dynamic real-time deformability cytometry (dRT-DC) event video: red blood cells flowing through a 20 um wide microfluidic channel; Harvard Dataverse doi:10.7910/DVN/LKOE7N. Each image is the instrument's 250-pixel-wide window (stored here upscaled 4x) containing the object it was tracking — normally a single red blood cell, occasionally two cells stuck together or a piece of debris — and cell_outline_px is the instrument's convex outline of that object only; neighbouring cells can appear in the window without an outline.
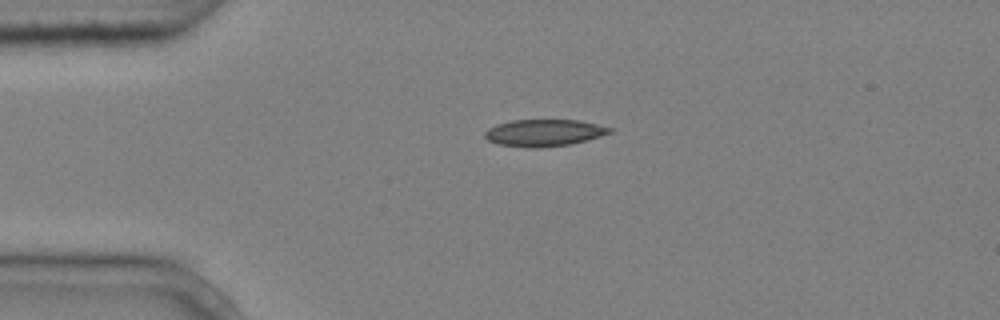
{"species": "common noctule bat (a hibernating species)", "species_latin": "Nyctalus noctula", "temperature_condition": "cold", "stored_images_in_passage": 3, "camera_frame_rate_fps": 3000, "um_per_image_px": 0.085, "animal": {"sex": "male", "body_mass_g": 20.4}, "frame": {"image": 1, "passage_image": 1, "time_ms": 0.0, "image_size_px": [1000, 320], "cell_outline_px": [[616, 128], [612, 132], [600, 136], [572, 144], [540, 148], [524, 148], [500, 144], [488, 140], [484, 136], [484, 132], [488, 128], [496, 124], [512, 120], [580, 120]], "centroid_in_image_um": [46.27, 11.29], "position_along_channel_um": 38.7, "area_um2": 19.83}}
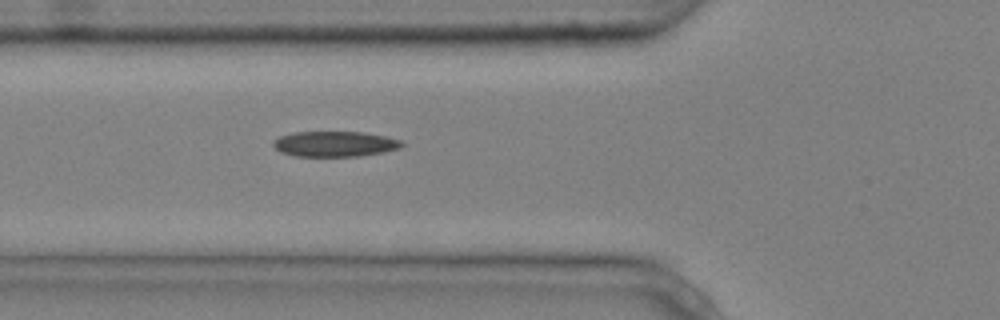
{"frame": {"image": 2, "passage_image": 3, "time_ms": 0.667, "image_size_px": [1000, 320], "cell_outline_px": [[404, 144], [400, 148], [384, 152], [360, 156], [296, 156], [280, 152], [272, 144], [280, 136], [292, 132], [364, 132], [384, 136], [400, 140]], "centroid_in_image_um": [28.47, 12.23], "position_along_channel_um": 97.3, "area_um2": 18.96}}